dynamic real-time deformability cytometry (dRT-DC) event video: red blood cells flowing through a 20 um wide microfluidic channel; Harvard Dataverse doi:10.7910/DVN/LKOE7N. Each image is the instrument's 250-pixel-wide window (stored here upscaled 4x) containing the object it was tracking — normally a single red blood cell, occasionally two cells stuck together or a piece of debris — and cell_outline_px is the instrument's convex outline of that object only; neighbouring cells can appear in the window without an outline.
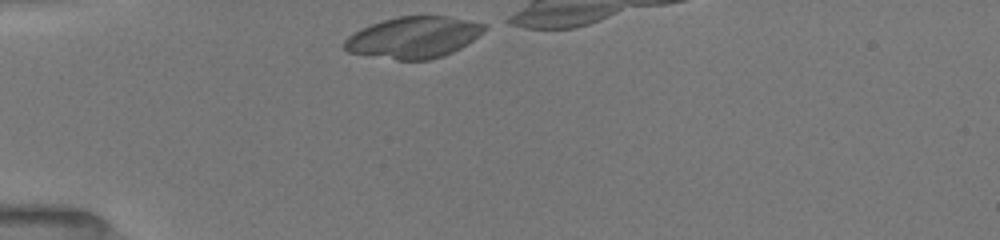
{"species": "common noctule bat (a hibernating species)", "species_latin": "Nyctalus noctula", "temperature_condition": "room temperature", "stored_images_in_passage": 10, "camera_frame_rate_fps": 3000, "um_per_image_px": 0.085, "animal": {"sex": "female", "body_mass_g": 19.5, "forearm_length_mm": 54.1}, "frame": {"image": 1, "passage_image": 1, "time_ms": 0.0, "image_size_px": [1000, 240], "cell_outline_px": [[488, 28], [484, 32], [460, 48], [444, 56], [428, 60], [396, 60], [348, 52], [344, 48], [344, 40], [348, 36], [360, 28], [396, 16], [448, 16], [488, 24]], "centroid_in_image_um": [35.17, 3.17], "position_along_channel_um": 49.8, "area_um2": 33.87}}